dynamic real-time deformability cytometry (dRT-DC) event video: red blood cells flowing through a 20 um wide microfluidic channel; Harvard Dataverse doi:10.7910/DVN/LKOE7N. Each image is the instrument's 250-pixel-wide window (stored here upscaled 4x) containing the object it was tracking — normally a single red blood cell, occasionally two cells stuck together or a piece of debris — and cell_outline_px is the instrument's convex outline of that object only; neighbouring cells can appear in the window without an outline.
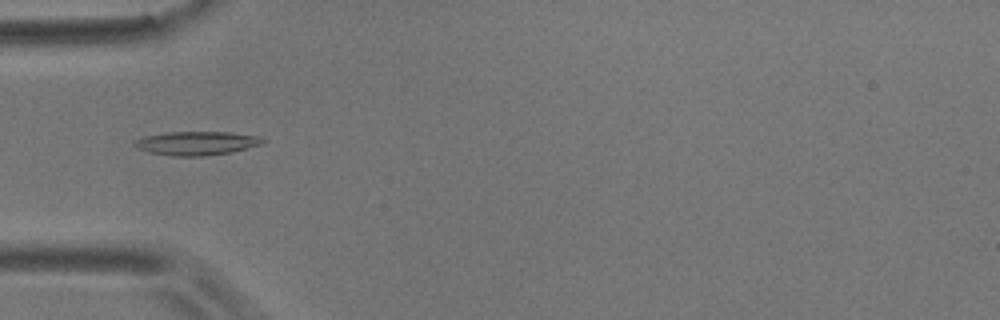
{"species": "common noctule bat (a hibernating species)", "species_latin": "Nyctalus noctula", "temperature_condition": "room temperature", "stored_images_in_passage": 6, "camera_frame_rate_fps": 3000, "um_per_image_px": 0.085, "animal": {"sex": "male", "body_mass_g": 17.9}, "frame": {"image": 1, "passage_image": 3, "time_ms": 2.333, "image_size_px": [1000, 320], "cell_outline_px": [[264, 140], [260, 144], [232, 152], [200, 156], [172, 156], [148, 152], [132, 144], [136, 140], [144, 136], [168, 132], [232, 132], [260, 136]], "centroid_in_image_um": [16.7, 12.17], "position_along_channel_um": 68.3, "area_um2": 17.57}}
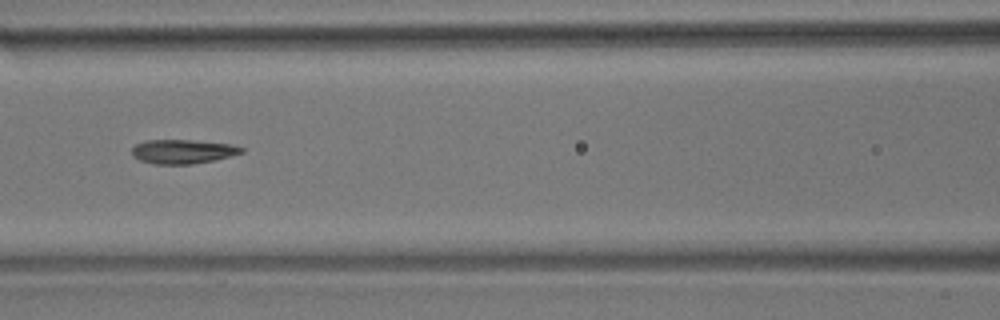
{"frame": {"image": 2, "passage_image": 5, "time_ms": 4.667, "image_size_px": [1000, 320], "cell_outline_px": [[244, 152], [216, 160], [192, 164], [152, 164], [140, 160], [132, 156], [132, 148], [136, 144], [144, 140], [192, 140], [232, 144], [244, 148]], "centroid_in_image_um": [15.53, 12.88], "position_along_channel_um": 151.1, "area_um2": 15.55}}
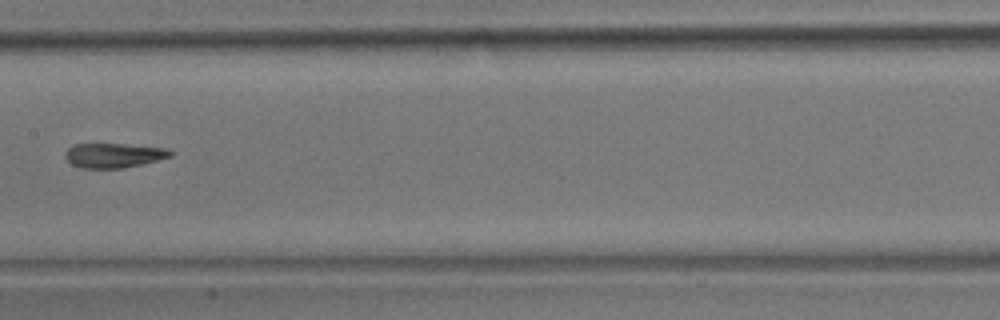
{"frame": {"image": 3, "passage_image": 6, "time_ms": 6.0, "image_size_px": [1000, 320], "cell_outline_px": [[172, 156], [140, 164], [120, 168], [80, 168], [72, 164], [64, 156], [64, 152], [68, 148], [76, 144], [124, 144], [168, 148], [172, 152]], "centroid_in_image_um": [9.64, 13.2], "position_along_channel_um": 197.8, "area_um2": 14.91}}